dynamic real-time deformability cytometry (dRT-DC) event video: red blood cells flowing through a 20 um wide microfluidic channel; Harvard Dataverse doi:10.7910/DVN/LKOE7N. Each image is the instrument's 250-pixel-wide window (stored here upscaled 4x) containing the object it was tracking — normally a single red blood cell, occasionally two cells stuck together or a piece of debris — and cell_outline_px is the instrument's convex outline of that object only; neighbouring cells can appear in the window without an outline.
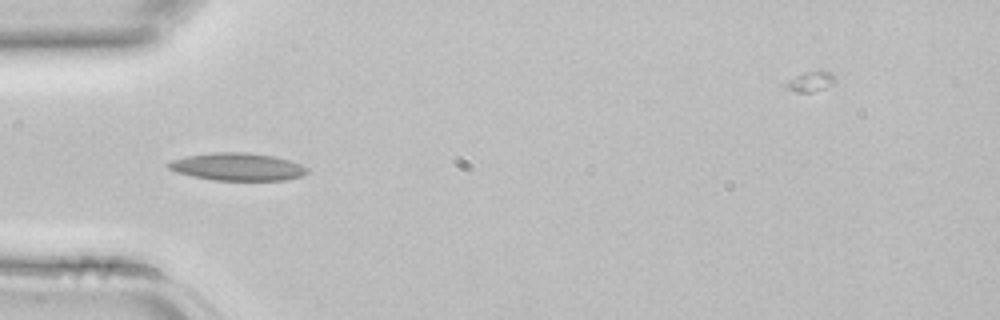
{"species": "common noctule bat (a hibernating species)", "species_latin": "Nyctalus noctula", "temperature_condition": "room temperature", "stored_images_in_passage": 3, "camera_frame_rate_fps": 3000, "um_per_image_px": 0.085, "animal": {"sex": "female", "body_mass_g": 22.7, "forearm_length_mm": 54.2}, "frame": {"image": 1, "passage_image": 3, "time_ms": 0.667, "image_size_px": [1000, 320], "cell_outline_px": [[308, 172], [300, 176], [284, 180], [212, 180], [192, 176], [176, 172], [168, 168], [164, 164], [172, 160], [188, 156], [212, 152], [248, 152], [276, 156], [300, 164], [308, 168]], "centroid_in_image_um": [20.16, 14.17], "position_along_channel_um": 64.8, "area_um2": 22.37}}